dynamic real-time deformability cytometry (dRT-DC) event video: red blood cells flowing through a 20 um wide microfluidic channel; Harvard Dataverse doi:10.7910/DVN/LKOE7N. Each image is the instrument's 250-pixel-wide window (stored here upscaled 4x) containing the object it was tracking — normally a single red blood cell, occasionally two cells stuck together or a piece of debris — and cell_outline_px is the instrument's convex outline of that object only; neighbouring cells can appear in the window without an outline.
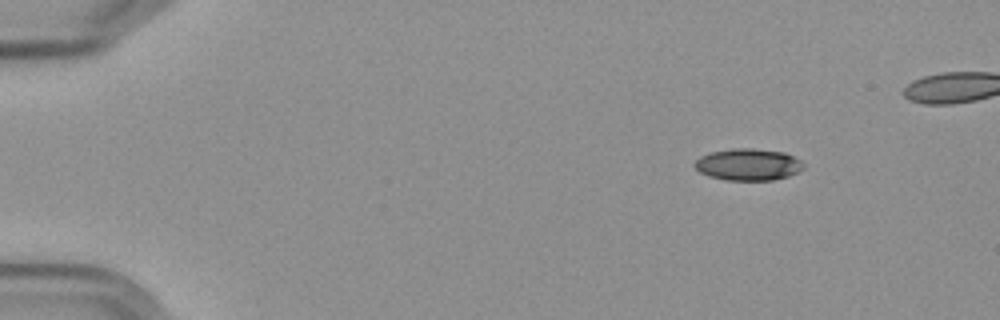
{"species": "Egyptian fruit bat (a non-hibernating species)", "species_latin": "Rousettus aegyptiacus", "temperature_condition": "cold", "stored_images_in_passage": 47, "camera_frame_rate_fps": 3000, "um_per_image_px": 0.085, "frame": {"image": 1, "passage_image": 1, "time_ms": 0.0, "image_size_px": [1000, 320], "cell_outline_px": [[804, 168], [788, 176], [772, 180], [724, 180], [708, 176], [700, 172], [692, 164], [700, 156], [708, 152], [732, 148], [752, 148], [784, 152], [800, 160], [804, 164]], "centroid_in_image_um": [63.55, 13.98], "position_along_channel_um": 21.4, "area_um2": 20.29}}
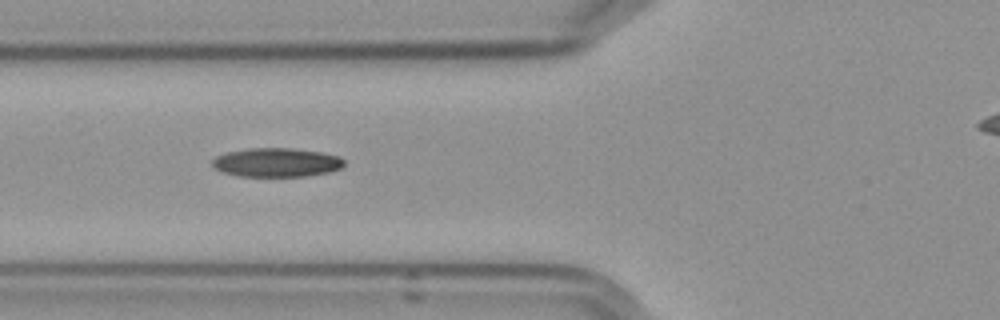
{"frame": {"image": 2, "passage_image": 16, "time_ms": 5.0, "image_size_px": [1000, 320], "cell_outline_px": [[344, 164], [340, 168], [328, 172], [304, 176], [236, 176], [212, 168], [212, 160], [216, 156], [228, 152], [248, 148], [292, 148], [324, 152], [340, 156], [344, 160]], "centroid_in_image_um": [23.5, 13.8], "position_along_channel_um": 102.3, "area_um2": 22.31}}
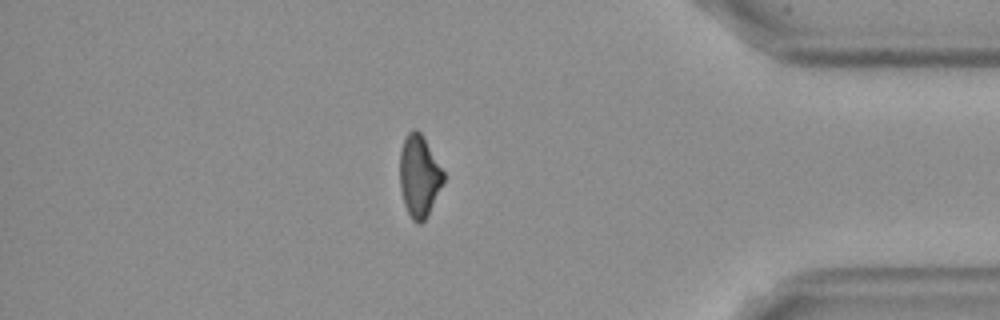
{"frame": {"image": 3, "passage_image": 43, "time_ms": 14.0, "image_size_px": [1000, 320], "cell_outline_px": [[444, 180], [428, 216], [420, 224], [416, 224], [412, 220], [404, 204], [400, 188], [400, 152], [404, 140], [408, 132], [412, 128], [416, 128], [420, 132], [444, 172]], "centroid_in_image_um": [35.62, 14.98], "position_along_channel_um": 399.6, "area_um2": 20.69}}